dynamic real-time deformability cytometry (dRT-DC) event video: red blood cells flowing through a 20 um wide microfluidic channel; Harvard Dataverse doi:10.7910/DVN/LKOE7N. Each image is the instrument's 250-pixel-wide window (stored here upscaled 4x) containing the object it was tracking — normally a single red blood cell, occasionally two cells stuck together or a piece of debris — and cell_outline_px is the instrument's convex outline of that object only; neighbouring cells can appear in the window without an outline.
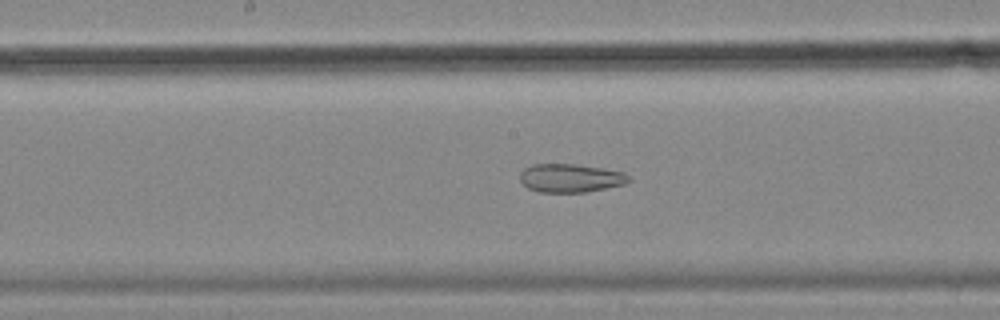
{"species": "common noctule bat (a hibernating species)", "species_latin": "Nyctalus noctula", "temperature_condition": "cold", "stored_images_in_passage": 49, "camera_frame_rate_fps": 3000, "um_per_image_px": 0.085, "animal": {"sex": "female", "body_mass_g": 18.4}, "frame": {"image": 1, "passage_image": 22, "time_ms": 7.0, "image_size_px": [1000, 320], "cell_outline_px": [[632, 180], [624, 184], [584, 192], [540, 192], [528, 188], [520, 180], [520, 172], [524, 168], [532, 164], [576, 164], [604, 168], [624, 172]], "centroid_in_image_um": [48.48, 15.12], "position_along_channel_um": 199.7, "area_um2": 18.03}, "authors_computed_cell_mechanics": {"area_um2": 24.6806, "velocity_mm_per_s": 3.5691, "shape_relaxation_time_tau1_ms": null, "shape_relaxation_time_tau2_ms": 2.6112, "deformation_change_tau1": null, "deformation_change_tau2": 0.0979}}